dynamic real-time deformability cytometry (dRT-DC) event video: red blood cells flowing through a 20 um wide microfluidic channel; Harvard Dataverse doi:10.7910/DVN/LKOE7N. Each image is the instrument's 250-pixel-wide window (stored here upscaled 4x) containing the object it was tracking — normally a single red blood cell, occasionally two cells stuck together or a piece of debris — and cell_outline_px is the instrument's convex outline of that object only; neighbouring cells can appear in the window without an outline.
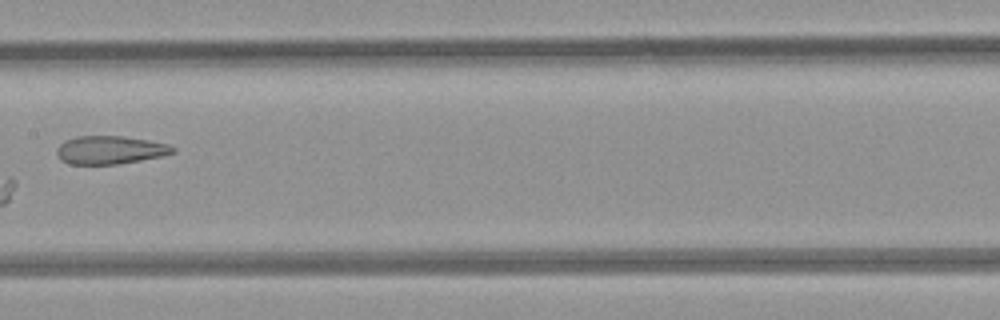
{"species": "common noctule bat (a hibernating species)", "species_latin": "Nyctalus noctula", "temperature_condition": "room temperature", "stored_images_in_passage": 8, "camera_frame_rate_fps": 3000, "um_per_image_px": 0.085, "animal": {"sex": "female", "body_mass_g": 21.9}, "frame": {"image": 1, "passage_image": 7, "time_ms": 6.667, "image_size_px": [1000, 320], "cell_outline_px": [[176, 152], [160, 156], [120, 164], [68, 164], [60, 160], [56, 152], [60, 144], [76, 136], [120, 136], [148, 140], [168, 144], [176, 148]], "centroid_in_image_um": [9.36, 12.75], "position_along_channel_um": 198.0, "area_um2": 18.96}}
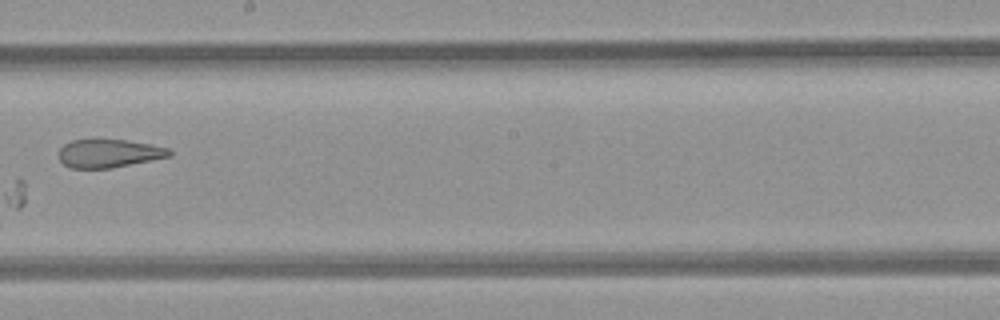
{"frame": {"image": 2, "passage_image": 8, "time_ms": 7.667, "image_size_px": [1000, 320], "cell_outline_px": [[172, 156], [108, 168], [72, 168], [64, 164], [60, 160], [60, 148], [64, 144], [72, 140], [128, 140], [168, 148], [172, 152]], "centroid_in_image_um": [9.26, 13.03], "position_along_channel_um": 238.9, "area_um2": 17.86}}